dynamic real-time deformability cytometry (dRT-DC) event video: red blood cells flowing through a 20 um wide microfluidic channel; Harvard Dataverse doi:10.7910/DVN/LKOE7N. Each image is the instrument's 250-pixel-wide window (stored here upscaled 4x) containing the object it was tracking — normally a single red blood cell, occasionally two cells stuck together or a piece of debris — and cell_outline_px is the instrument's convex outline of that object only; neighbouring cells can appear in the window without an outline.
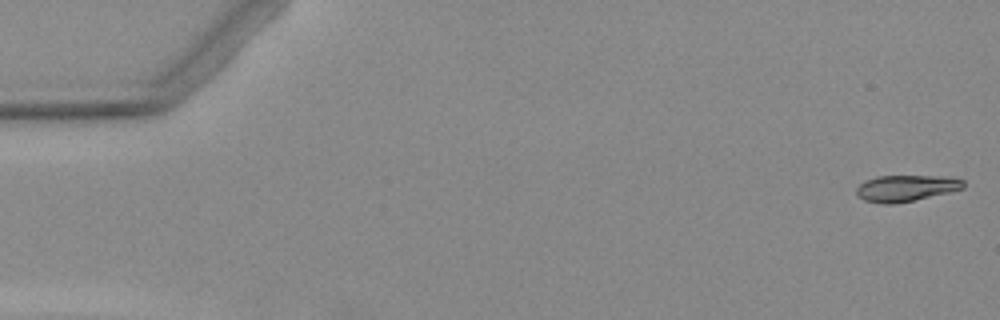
{"species": "Egyptian fruit bat (a non-hibernating species)", "species_latin": "Rousettus aegyptiacus", "temperature_condition": "warm", "stored_images_in_passage": 3, "camera_frame_rate_fps": 3000, "um_per_image_px": 0.085, "animal": {"sex": "female"}, "frame": {"image": 1, "passage_image": 1, "time_ms": 0.0, "image_size_px": [1000, 320], "cell_outline_px": [[964, 188], [948, 192], [912, 200], [892, 204], [884, 204], [864, 200], [856, 196], [856, 188], [860, 184], [876, 176], [948, 176], [964, 180]], "centroid_in_image_um": [76.99, 15.98], "position_along_channel_um": 8.0, "area_um2": 16.24}}